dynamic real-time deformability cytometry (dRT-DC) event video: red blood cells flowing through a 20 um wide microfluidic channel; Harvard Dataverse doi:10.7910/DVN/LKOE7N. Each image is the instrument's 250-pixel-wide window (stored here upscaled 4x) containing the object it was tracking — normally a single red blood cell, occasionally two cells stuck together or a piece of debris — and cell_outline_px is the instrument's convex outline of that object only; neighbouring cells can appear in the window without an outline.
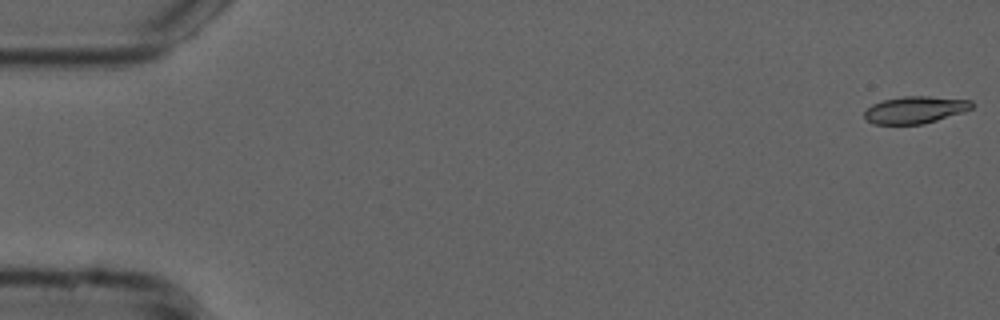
{"species": "common noctule bat (a hibernating species)", "species_latin": "Nyctalus noctula", "temperature_condition": "cold", "stored_images_in_passage": 54, "camera_frame_rate_fps": 3000, "um_per_image_px": 0.085, "animal": {"sex": "male", "forearm_length_mm": 52.5}, "frame": {"image": 1, "passage_image": 1, "time_ms": 0.0, "image_size_px": [1000, 320], "cell_outline_px": [[976, 104], [972, 108], [964, 112], [924, 124], [872, 124], [864, 116], [864, 112], [872, 104], [884, 100], [904, 96], [928, 96], [972, 100]], "centroid_in_image_um": [77.83, 9.33], "position_along_channel_um": 7.2, "area_um2": 17.05}}
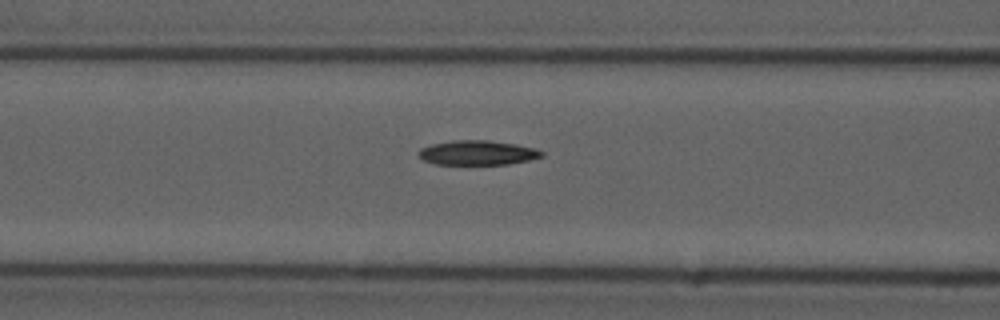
{"frame": {"image": 2, "passage_image": 22, "time_ms": 7.0, "image_size_px": [1000, 320], "cell_outline_px": [[544, 156], [528, 160], [508, 164], [436, 164], [424, 160], [420, 156], [420, 148], [432, 144], [452, 140], [488, 140], [516, 144], [536, 148], [544, 152]], "centroid_in_image_um": [40.63, 12.97], "position_along_channel_um": 126.0, "area_um2": 17.51}}
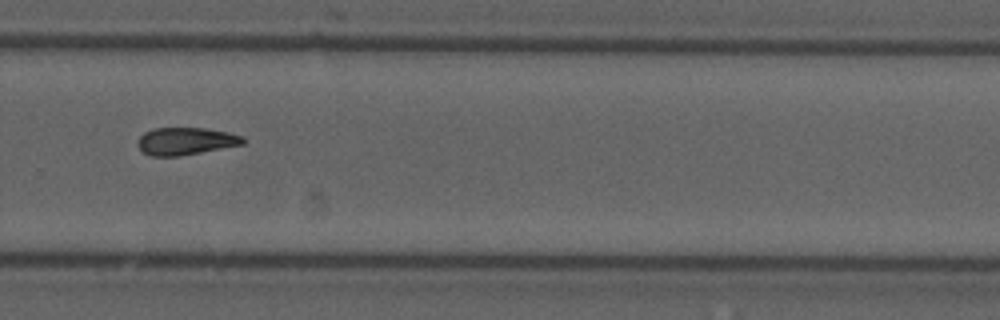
{"frame": {"image": 3, "passage_image": 37, "time_ms": 12.0, "image_size_px": [1000, 320], "cell_outline_px": [[244, 144], [200, 152], [176, 156], [152, 156], [144, 152], [136, 144], [140, 136], [144, 132], [152, 128], [208, 128], [228, 132], [244, 136]], "centroid_in_image_um": [15.78, 11.98], "position_along_channel_um": 314.0, "area_um2": 16.76}}